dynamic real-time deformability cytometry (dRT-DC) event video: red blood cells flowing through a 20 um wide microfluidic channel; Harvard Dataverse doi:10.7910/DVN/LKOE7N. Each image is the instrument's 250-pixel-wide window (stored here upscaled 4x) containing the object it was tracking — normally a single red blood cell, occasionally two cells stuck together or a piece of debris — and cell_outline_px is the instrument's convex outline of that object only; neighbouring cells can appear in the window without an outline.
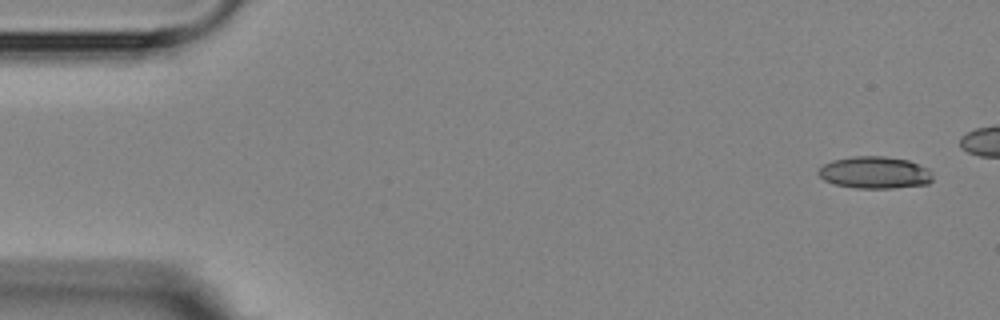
{"species": "Egyptian fruit bat (a non-hibernating species)", "species_latin": "Rousettus aegyptiacus", "temperature_condition": "room temperature", "stored_images_in_passage": 7, "segment_of_instrument_passage": [1, 2], "camera_frame_rate_fps": 3000, "um_per_image_px": 0.085, "animal": {"sex": "female"}, "frame": {"image": 1, "passage_image": 1, "time_ms": 0.0, "image_size_px": [1000, 320], "cell_outline_px": [[932, 180], [928, 184], [892, 188], [856, 188], [832, 184], [824, 180], [816, 172], [816, 168], [832, 160], [852, 156], [884, 156], [908, 160], [928, 168], [932, 172]], "centroid_in_image_um": [74.32, 14.66], "position_along_channel_um": 10.7, "area_um2": 21.62}}
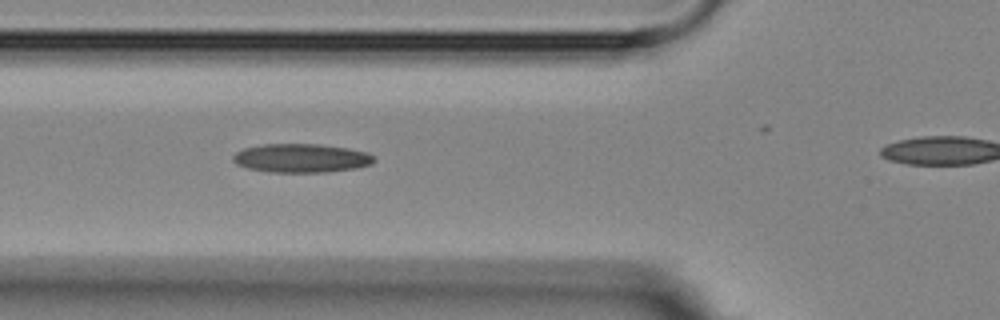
{"frame": {"image": 2, "passage_image": 6, "time_ms": 5.667, "image_size_px": [1000, 320], "cell_outline_px": [[376, 160], [372, 164], [356, 168], [324, 172], [268, 172], [248, 168], [236, 164], [232, 160], [232, 156], [236, 152], [244, 148], [260, 144], [320, 144], [348, 148], [368, 152]], "centroid_in_image_um": [25.59, 13.43], "position_along_channel_um": 100.2, "area_um2": 23.76}}